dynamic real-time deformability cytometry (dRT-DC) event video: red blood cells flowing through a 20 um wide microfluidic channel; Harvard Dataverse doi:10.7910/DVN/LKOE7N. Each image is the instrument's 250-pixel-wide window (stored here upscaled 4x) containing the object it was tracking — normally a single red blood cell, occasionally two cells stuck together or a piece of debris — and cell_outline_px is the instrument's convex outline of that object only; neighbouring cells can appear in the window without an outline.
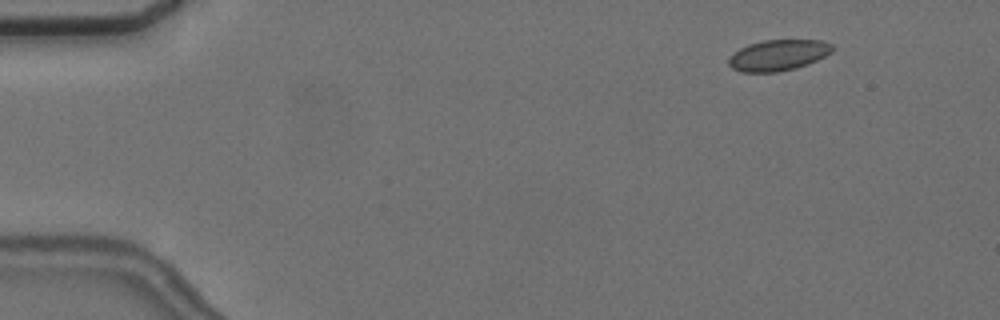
{"species": "common noctule bat (a hibernating species)", "species_latin": "Nyctalus noctula", "temperature_condition": "cold", "stored_images_in_passage": 6, "camera_frame_rate_fps": 3000, "um_per_image_px": 0.085, "animal": {"sex": "female", "body_mass_g": 24.6, "forearm_length_mm": 56.2}, "frame": {"image": 1, "passage_image": 2, "time_ms": 1.333, "image_size_px": [1000, 320], "cell_outline_px": [[836, 48], [832, 52], [808, 64], [796, 68], [776, 72], [740, 72], [732, 68], [728, 64], [728, 60], [740, 48], [748, 44], [764, 40], [820, 40], [832, 44]], "centroid_in_image_um": [66.17, 4.69], "position_along_channel_um": 18.8, "area_um2": 18.67}}